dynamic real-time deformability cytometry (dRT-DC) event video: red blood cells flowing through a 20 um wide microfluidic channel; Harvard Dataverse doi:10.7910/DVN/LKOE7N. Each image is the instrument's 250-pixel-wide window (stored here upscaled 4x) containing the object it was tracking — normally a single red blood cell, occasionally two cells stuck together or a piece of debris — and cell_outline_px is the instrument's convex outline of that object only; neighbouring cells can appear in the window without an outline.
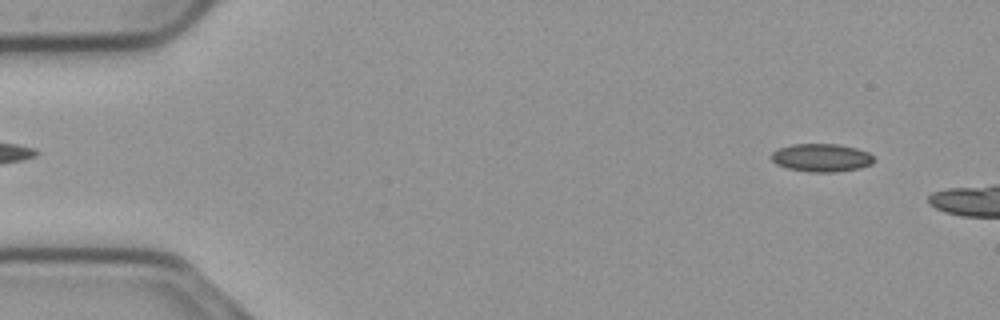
{"species": "common noctule bat (a hibernating species)", "species_latin": "Nyctalus noctula", "temperature_condition": "cold", "stored_images_in_passage": 13, "camera_frame_rate_fps": 3000, "um_per_image_px": 0.085, "animal": {"sex": "male", "body_mass_g": 23.1, "forearm_length_mm": 52.7}, "frame": {"image": 1, "passage_image": 4, "time_ms": 1.0, "image_size_px": [1000, 320], "cell_outline_px": [[876, 160], [872, 164], [860, 168], [836, 172], [808, 172], [788, 168], [776, 164], [768, 156], [772, 152], [780, 148], [792, 144], [840, 144], [856, 148], [868, 152]], "centroid_in_image_um": [69.82, 13.41], "position_along_channel_um": 15.2, "area_um2": 16.94}}